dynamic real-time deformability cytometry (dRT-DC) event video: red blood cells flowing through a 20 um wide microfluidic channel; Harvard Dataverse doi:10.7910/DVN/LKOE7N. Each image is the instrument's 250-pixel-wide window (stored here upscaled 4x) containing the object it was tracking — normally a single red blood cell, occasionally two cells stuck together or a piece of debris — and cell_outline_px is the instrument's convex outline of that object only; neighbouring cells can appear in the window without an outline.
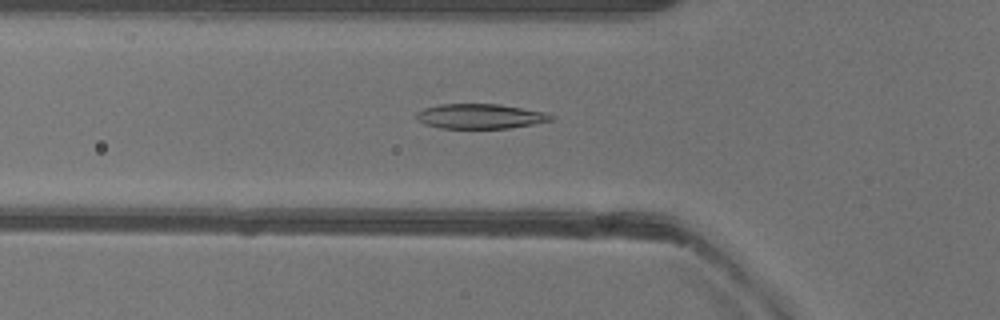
{"species": "common noctule bat (a hibernating species)", "species_latin": "Nyctalus noctula", "temperature_condition": "warm", "stored_images_in_passage": 51, "camera_frame_rate_fps": 3000, "um_per_image_px": 0.085, "animal": {"sex": "female"}, "frame": {"image": 1, "passage_image": 17, "time_ms": 5.333, "image_size_px": [1000, 320], "cell_outline_px": [[556, 120], [508, 128], [440, 128], [424, 124], [416, 120], [416, 112], [424, 108], [440, 104], [500, 104], [544, 112], [556, 116]], "centroid_in_image_um": [40.82, 9.88], "position_along_channel_um": 85.0, "area_um2": 19.59}}
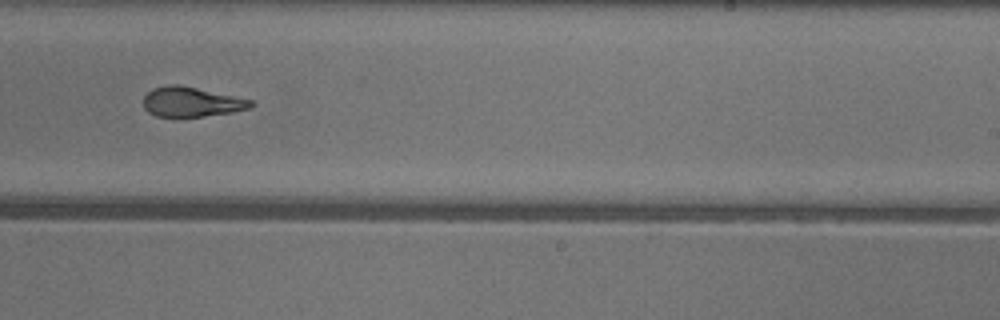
{"frame": {"image": 2, "passage_image": 31, "time_ms": 10.0, "image_size_px": [1000, 320], "cell_outline_px": [[256, 104], [252, 108], [232, 112], [200, 116], [156, 116], [148, 112], [144, 108], [144, 96], [152, 88], [168, 84], [176, 84], [196, 88], [252, 100]], "centroid_in_image_um": [16.27, 8.66], "position_along_channel_um": 272.7, "area_um2": 18.44}}
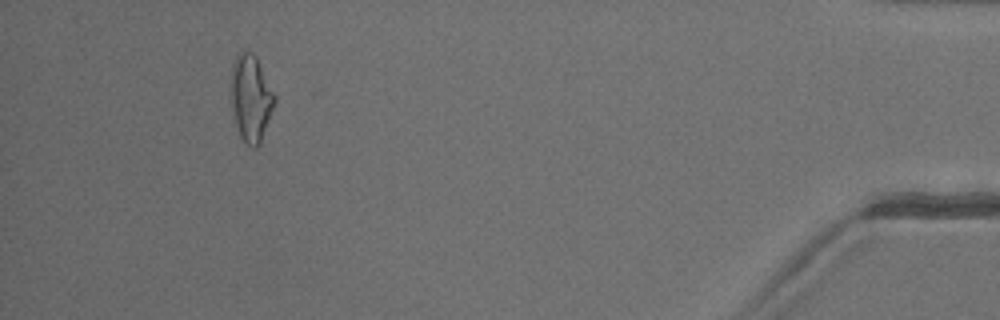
{"frame": {"image": 3, "passage_image": 47, "time_ms": 15.333, "image_size_px": [1000, 320], "cell_outline_px": [[276, 100], [260, 144], [256, 148], [252, 148], [244, 144], [240, 136], [236, 124], [232, 108], [232, 64], [236, 56], [240, 52], [252, 52], [256, 56], [276, 96]], "centroid_in_image_um": [21.34, 8.37], "position_along_channel_um": 413.9, "area_um2": 21.85}, "authors_computed_cell_mechanics": {"area_um2": 20.23, "velocity_mm_per_s": 4.0172, "shape_relaxation_time_tau1_ms": 7.6046, "shape_relaxation_time_tau2_ms": 2.0956, "deformation_change_tau1": 0.2364, "deformation_change_tau2": 0.0922}}